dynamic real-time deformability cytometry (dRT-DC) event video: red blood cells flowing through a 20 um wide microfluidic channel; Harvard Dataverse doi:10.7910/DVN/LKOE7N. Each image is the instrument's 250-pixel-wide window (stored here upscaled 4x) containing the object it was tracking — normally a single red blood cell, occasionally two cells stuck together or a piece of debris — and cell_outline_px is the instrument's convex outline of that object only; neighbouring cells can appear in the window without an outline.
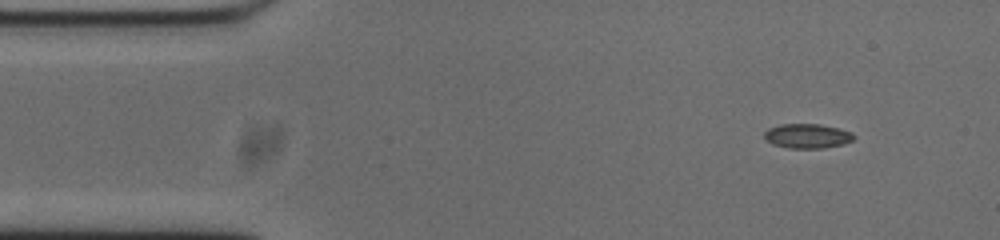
{"species": "common noctule bat (a hibernating species)", "species_latin": "Nyctalus noctula", "temperature_condition": "cold", "stored_images_in_passage": 49, "camera_frame_rate_fps": 3000, "um_per_image_px": 0.085, "animal": {"sex": "male", "body_mass_g": 20.0, "forearm_length_mm": 53.3}, "frame": {"image": 1, "passage_image": 1, "time_ms": 0.0, "image_size_px": [1000, 240], "cell_outline_px": [[856, 136], [852, 140], [844, 144], [824, 148], [788, 148], [772, 144], [764, 136], [764, 132], [768, 128], [780, 124], [820, 124], [840, 128], [852, 132]], "centroid_in_image_um": [68.65, 11.55], "position_along_channel_um": 16.4, "area_um2": 12.89}}
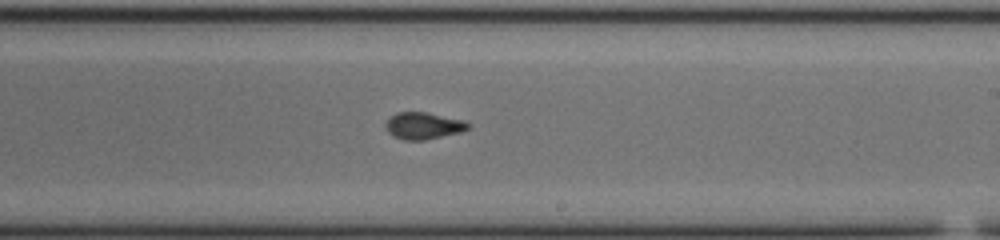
{"frame": {"image": 2, "passage_image": 26, "time_ms": 8.333, "image_size_px": [1000, 240], "cell_outline_px": [[472, 124], [468, 128], [460, 132], [424, 140], [404, 140], [392, 136], [388, 132], [384, 124], [396, 112], [428, 112], [464, 120]], "centroid_in_image_um": [35.99, 10.68], "position_along_channel_um": 253.0, "area_um2": 12.95}}
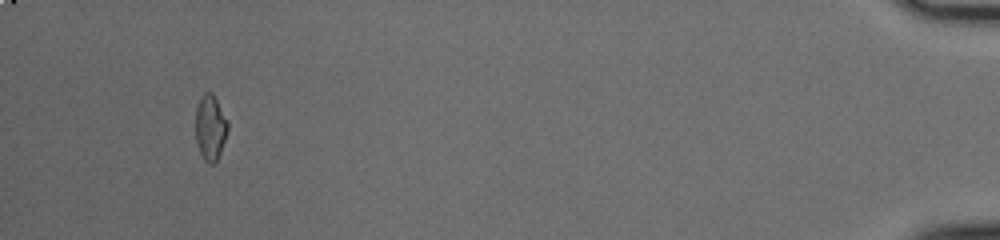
{"frame": {"image": 3, "passage_image": 46, "time_ms": 15.0, "image_size_px": [1000, 240], "cell_outline_px": [[228, 132], [216, 164], [208, 164], [204, 160], [200, 152], [196, 140], [196, 108], [200, 96], [204, 92], [212, 92], [228, 120]], "centroid_in_image_um": [17.89, 10.85], "position_along_channel_um": 417.3, "area_um2": 12.48}, "authors_computed_cell_mechanics": {"area_um2": 12.7738, "velocity_mm_per_s": 3.7531, "shape_relaxation_time_tau1_ms": 7.1279, "shape_relaxation_time_tau2_ms": 0.6021, "deformation_change_tau1": 0.2045, "deformation_change_tau2": 0.0632}}